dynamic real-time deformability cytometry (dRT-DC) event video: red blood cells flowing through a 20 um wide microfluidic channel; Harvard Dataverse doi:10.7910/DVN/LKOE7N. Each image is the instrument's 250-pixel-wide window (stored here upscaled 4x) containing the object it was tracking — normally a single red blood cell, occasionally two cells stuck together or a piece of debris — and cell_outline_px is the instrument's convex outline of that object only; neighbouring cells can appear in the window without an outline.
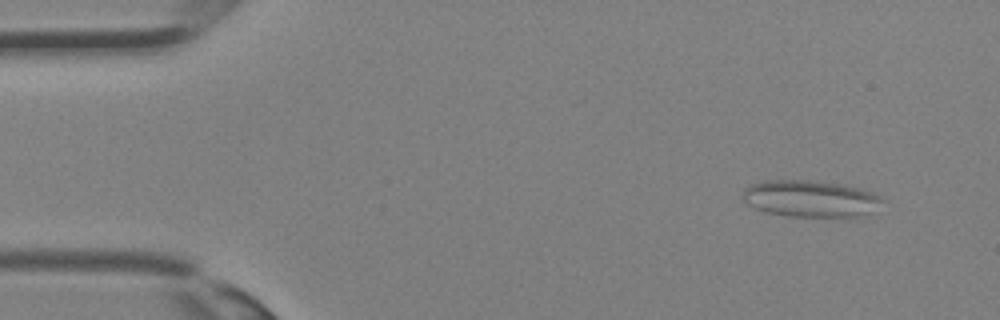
{"species": "Egyptian fruit bat (a non-hibernating species)", "species_latin": "Rousettus aegyptiacus", "temperature_condition": "room temperature", "stored_images_in_passage": 32, "camera_frame_rate_fps": 3000, "um_per_image_px": 0.085, "animal": {"sex": "female"}, "frame": {"image": 1, "passage_image": 1, "time_ms": 0.0, "image_size_px": [1000, 320], "cell_outline_px": [[884, 200], [864, 212], [856, 216], [788, 216], [768, 212], [756, 208], [748, 204], [744, 200], [744, 188], [748, 184], [764, 180], [808, 180], [844, 184], [872, 192], [880, 196]], "centroid_in_image_um": [68.79, 16.85], "position_along_channel_um": 16.2, "area_um2": 29.19}}
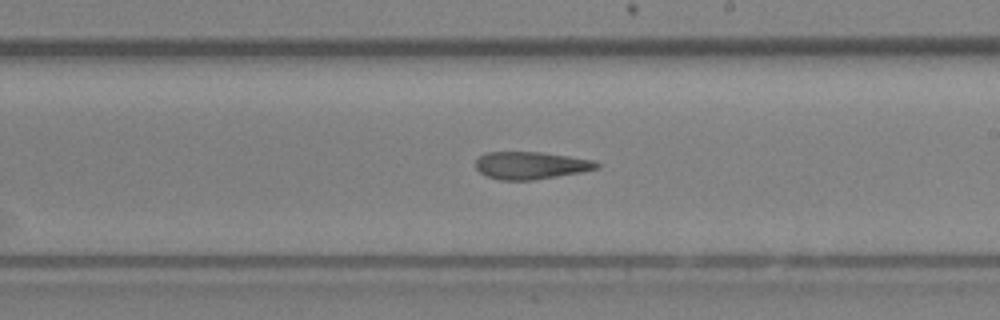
{"frame": {"image": 2, "passage_image": 18, "time_ms": 5.667, "image_size_px": [1000, 320], "cell_outline_px": [[600, 168], [580, 172], [532, 180], [500, 180], [488, 176], [480, 172], [476, 168], [476, 160], [484, 152], [540, 152], [596, 160], [600, 164]], "centroid_in_image_um": [45.13, 14.05], "position_along_channel_um": 243.9, "area_um2": 19.31}}
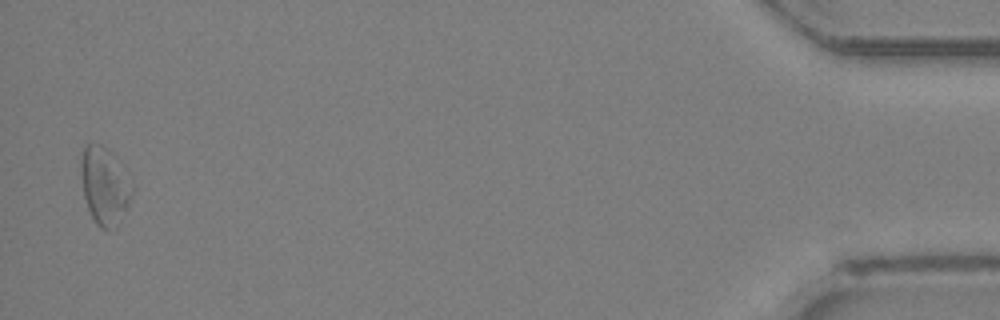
{"frame": {"image": 3, "passage_image": 32, "time_ms": 10.333, "image_size_px": [1000, 320], "cell_outline_px": [[136, 188], [128, 204], [104, 228], [100, 228], [96, 224], [88, 208], [84, 196], [80, 172], [80, 160], [84, 148], [88, 144], [100, 144], [108, 148], [112, 152]], "centroid_in_image_um": [8.86, 15.63], "position_along_channel_um": 426.3, "area_um2": 22.14}}